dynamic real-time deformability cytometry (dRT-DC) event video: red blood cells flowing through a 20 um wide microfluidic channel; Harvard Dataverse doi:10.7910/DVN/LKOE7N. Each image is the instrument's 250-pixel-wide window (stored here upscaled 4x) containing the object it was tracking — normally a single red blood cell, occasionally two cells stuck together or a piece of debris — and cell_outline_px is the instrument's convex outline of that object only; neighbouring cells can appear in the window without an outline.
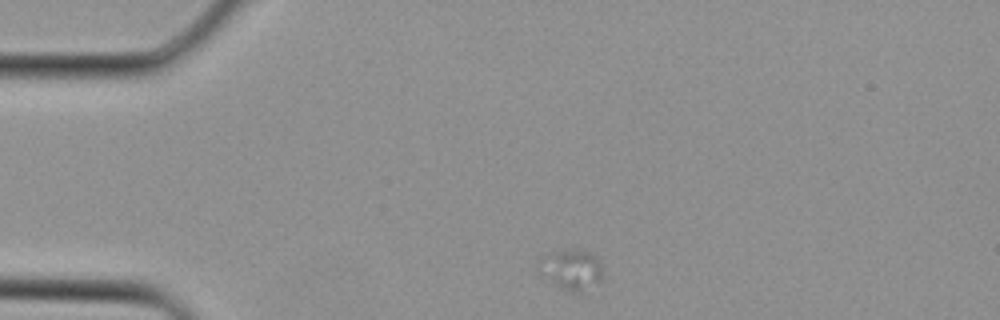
{"species": "Egyptian fruit bat (a non-hibernating species)", "species_latin": "Rousettus aegyptiacus", "temperature_condition": "cold", "stored_images_in_passage": 1, "camera_frame_rate_fps": 3000, "um_per_image_px": 0.085, "animal": {"sex": "female"}, "frame": {"image": 1, "passage_image": 1, "time_ms": 0.0, "image_size_px": [1000, 320], "cell_outline_px": [[604, 280], [580, 292], [572, 292], [552, 284], [540, 272], [544, 256], [548, 252], [572, 248], [588, 252], [596, 256], [604, 272]], "centroid_in_image_um": [48.64, 22.91], "position_along_channel_um": 36.4, "area_um2": 15.03}}